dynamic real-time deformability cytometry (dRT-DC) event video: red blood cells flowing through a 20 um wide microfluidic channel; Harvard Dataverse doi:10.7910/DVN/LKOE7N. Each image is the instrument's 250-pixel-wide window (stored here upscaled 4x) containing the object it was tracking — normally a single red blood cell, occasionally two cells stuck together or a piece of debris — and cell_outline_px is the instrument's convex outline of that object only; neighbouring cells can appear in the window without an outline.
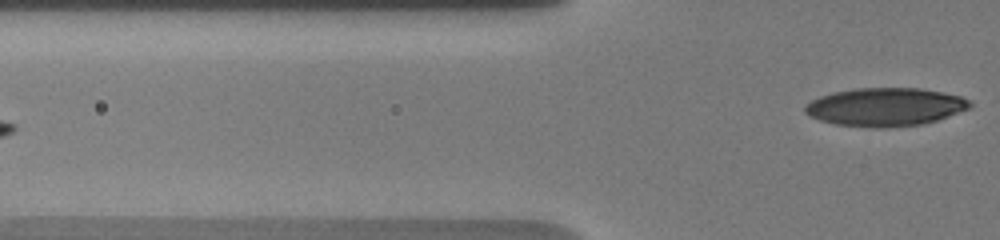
{"species": "human", "species_latin": "Homo sapiens", "temperature_condition": "warm", "stored_images_in_passage": 9, "segment_of_instrument_passage": [2, 2], "camera_frame_rate_fps": 3000, "um_per_image_px": 0.085, "donor": {"sex": "male"}, "frame": {"image": 1, "passage_image": 9, "time_ms": 8.0, "image_size_px": [1000, 240], "cell_outline_px": [[972, 108], [924, 124], [888, 128], [876, 128], [836, 124], [820, 120], [808, 116], [804, 112], [804, 104], [820, 96], [832, 92], [856, 88], [920, 88], [960, 96], [968, 100], [972, 104]], "centroid_in_image_um": [75.22, 9.1], "position_along_channel_um": 50.6, "area_um2": 36.93}}